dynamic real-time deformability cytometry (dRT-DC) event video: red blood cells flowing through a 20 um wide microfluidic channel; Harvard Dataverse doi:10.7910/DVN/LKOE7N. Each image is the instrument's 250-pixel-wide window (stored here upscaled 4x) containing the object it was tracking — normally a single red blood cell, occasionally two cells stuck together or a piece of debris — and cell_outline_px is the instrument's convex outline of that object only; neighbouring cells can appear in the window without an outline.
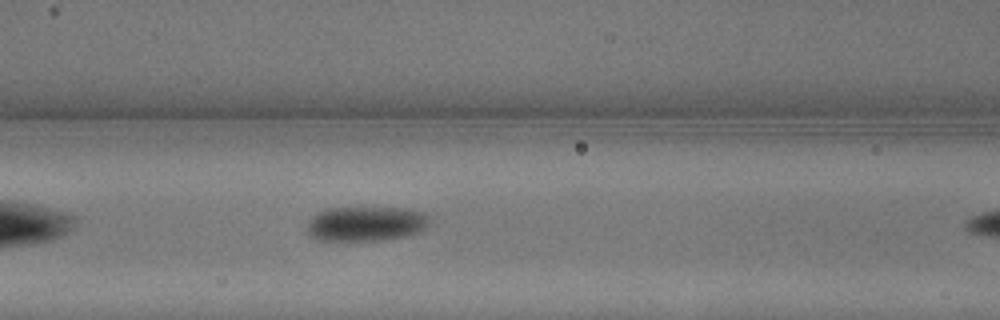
{"species": "common noctule bat (a hibernating species)", "species_latin": "Nyctalus noctula", "temperature_condition": "warm", "stored_images_in_passage": 5, "camera_frame_rate_fps": 3000, "um_per_image_px": 0.085, "animal": {"sex": "male", "body_mass_g": 13.3}, "frame": {"image": 1, "passage_image": 4, "time_ms": 1.0, "image_size_px": [1000, 320], "cell_outline_px": [[432, 216], [428, 224], [420, 232], [408, 236], [384, 240], [316, 240], [308, 232], [308, 220], [312, 216], [328, 208], [404, 208], [428, 212]], "centroid_in_image_um": [31.18, 19.01], "position_along_channel_um": 135.4, "area_um2": 25.03}}